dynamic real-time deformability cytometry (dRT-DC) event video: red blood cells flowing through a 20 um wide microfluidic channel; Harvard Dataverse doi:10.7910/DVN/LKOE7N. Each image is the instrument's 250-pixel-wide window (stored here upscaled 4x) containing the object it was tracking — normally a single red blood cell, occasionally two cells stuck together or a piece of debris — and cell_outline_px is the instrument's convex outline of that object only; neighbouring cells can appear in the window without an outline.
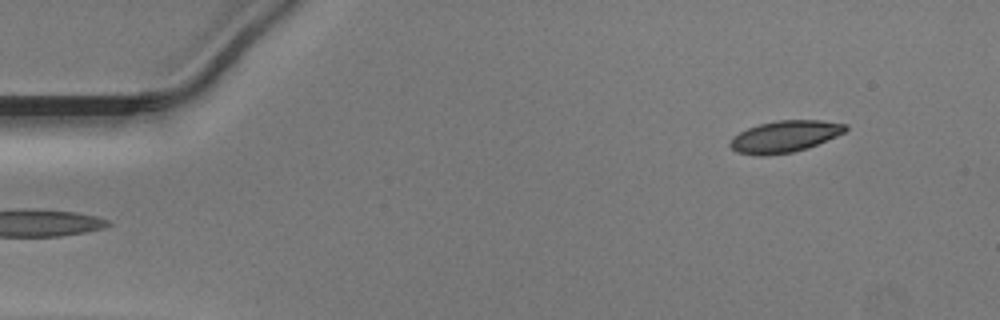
{"species": "Egyptian fruit bat (a non-hibernating species)", "species_latin": "Rousettus aegyptiacus", "temperature_condition": "warm", "stored_images_in_passage": 46, "camera_frame_rate_fps": 3000, "um_per_image_px": 0.085, "animal": {"sex": "male"}, "frame": {"image": 1, "passage_image": 1, "time_ms": 0.0, "image_size_px": [1000, 320], "cell_outline_px": [[848, 128], [844, 132], [836, 136], [808, 148], [792, 152], [768, 156], [756, 156], [736, 152], [728, 144], [732, 136], [748, 128], [760, 124], [776, 120], [820, 120], [848, 124]], "centroid_in_image_um": [66.68, 11.61], "position_along_channel_um": 18.3, "area_um2": 21.44}}
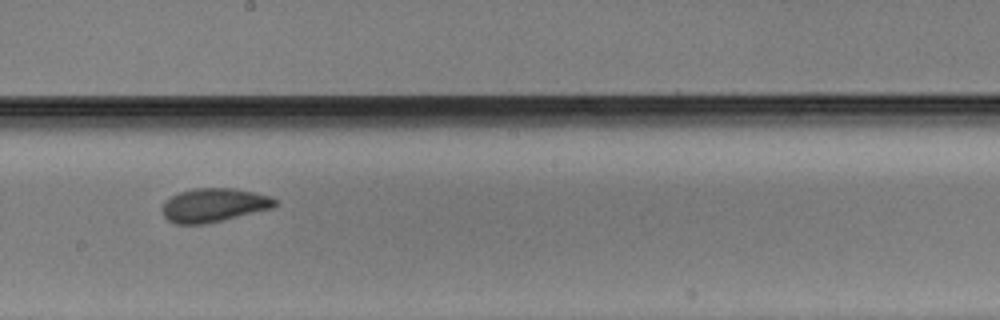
{"frame": {"image": 2, "passage_image": 24, "time_ms": 7.667, "image_size_px": [1000, 320], "cell_outline_px": [[280, 204], [272, 208], [204, 224], [176, 224], [168, 220], [164, 216], [160, 208], [164, 200], [180, 192], [192, 188], [236, 188], [272, 196], [280, 200]], "centroid_in_image_um": [18.19, 17.42], "position_along_channel_um": 230.0, "area_um2": 22.43}}
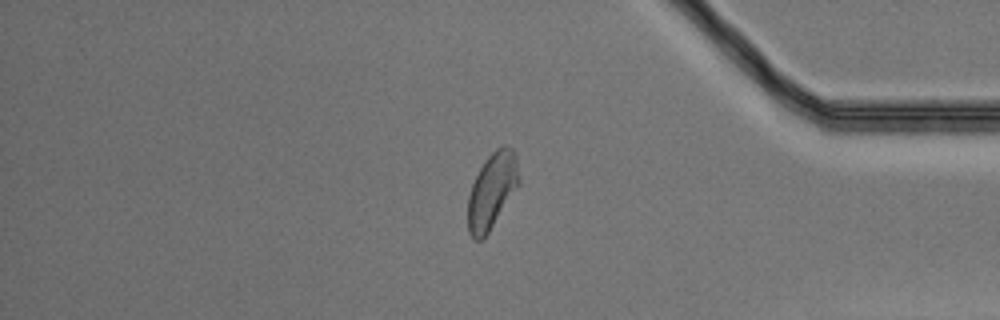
{"frame": {"image": 3, "passage_image": 38, "time_ms": 12.333, "image_size_px": [1000, 320], "cell_outline_px": [[520, 184], [488, 232], [480, 240], [472, 240], [468, 232], [468, 196], [472, 184], [484, 160], [496, 148], [504, 144], [512, 148], [516, 152], [520, 180]], "centroid_in_image_um": [41.83, 16.17], "position_along_channel_um": 393.4, "area_um2": 22.66}}